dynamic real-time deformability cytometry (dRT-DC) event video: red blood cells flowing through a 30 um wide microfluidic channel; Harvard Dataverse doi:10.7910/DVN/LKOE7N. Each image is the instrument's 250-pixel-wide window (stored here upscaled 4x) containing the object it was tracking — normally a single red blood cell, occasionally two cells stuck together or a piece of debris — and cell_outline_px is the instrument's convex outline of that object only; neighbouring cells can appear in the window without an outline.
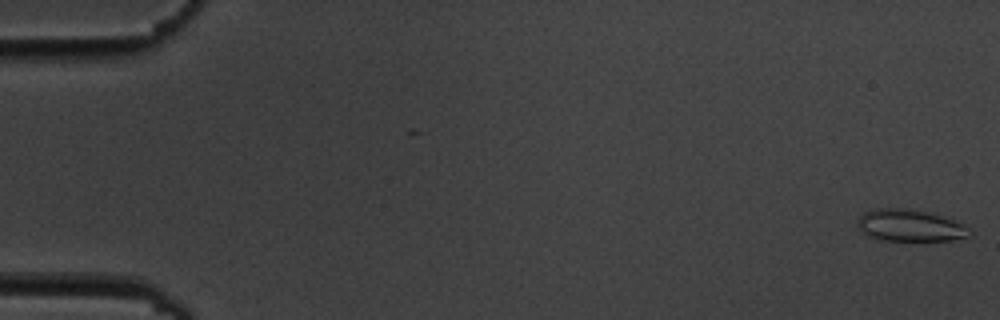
{"species": "common noctule bat (a hibernating species)", "species_latin": "Nyctalus noctula", "temperature_condition": "cold", "stored_images_in_passage": 5, "camera_frame_rate_fps": 3000, "um_per_image_px": 0.085, "animal": {"sex": "male", "body_mass_g": 19.5, "forearm_length_mm": 54.6}, "frame": {"image": 1, "passage_image": 1, "time_ms": 0.0, "image_size_px": [1000, 320], "cell_outline_px": [[972, 232], [968, 236], [952, 240], [880, 240], [868, 236], [860, 232], [856, 224], [860, 216], [864, 212], [876, 208], [908, 208], [932, 212], [944, 216], [964, 224]], "centroid_in_image_um": [77.33, 19.15], "position_along_channel_um": 7.7, "area_um2": 21.1}}
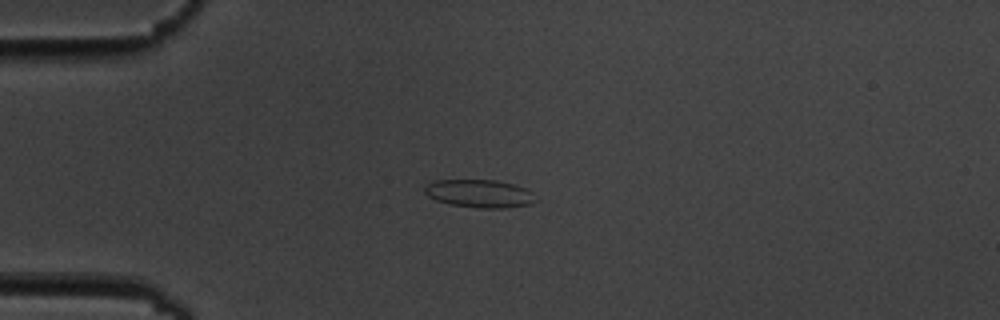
{"frame": {"image": 2, "passage_image": 5, "time_ms": 4.667, "image_size_px": [1000, 320], "cell_outline_px": [[540, 200], [532, 204], [504, 208], [480, 208], [452, 204], [436, 200], [428, 196], [424, 192], [424, 188], [428, 184], [436, 180], [496, 180], [512, 184], [524, 188], [532, 192]], "centroid_in_image_um": [40.81, 16.46], "position_along_channel_um": 44.2, "area_um2": 18.09}}